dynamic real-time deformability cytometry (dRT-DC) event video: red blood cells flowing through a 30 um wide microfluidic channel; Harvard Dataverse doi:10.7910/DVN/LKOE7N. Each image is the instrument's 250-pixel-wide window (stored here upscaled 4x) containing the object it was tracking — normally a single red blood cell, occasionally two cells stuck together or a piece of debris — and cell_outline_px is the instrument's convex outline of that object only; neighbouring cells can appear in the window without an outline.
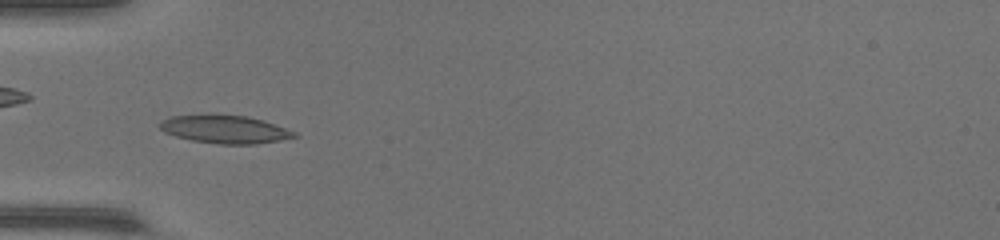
{"species": "common noctule bat (a hibernating species)", "species_latin": "Nyctalus noctula", "temperature_condition": "warm", "stored_images_in_passage": 54, "camera_frame_rate_fps": 3000, "um_per_image_px": 0.085, "animal": {"sex": "female", "body_mass_g": 17.0, "forearm_length_mm": 48.0}, "frame": {"image": 1, "passage_image": 19, "time_ms": 6.0, "image_size_px": [1000, 240], "cell_outline_px": [[300, 136], [280, 140], [256, 144], [220, 144], [192, 140], [176, 136], [164, 132], [160, 128], [160, 124], [164, 120], [172, 116], [212, 112], [248, 116], [264, 120], [296, 132]], "centroid_in_image_um": [19.13, 10.95], "position_along_channel_um": 65.9, "area_um2": 22.48}}
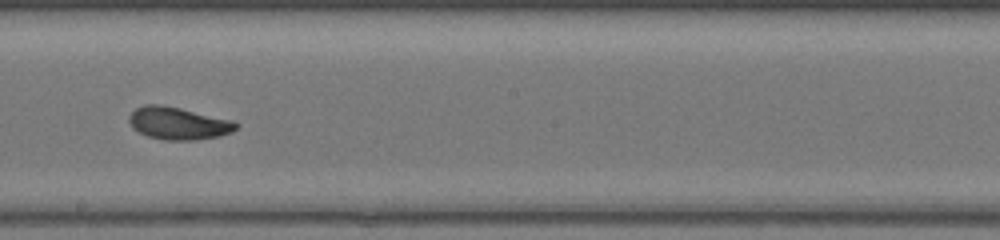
{"frame": {"image": 2, "passage_image": 32, "time_ms": 10.333, "image_size_px": [1000, 240], "cell_outline_px": [[240, 124], [232, 132], [220, 136], [196, 140], [164, 140], [148, 136], [132, 128], [128, 120], [128, 116], [136, 108], [144, 104], [160, 104], [180, 108], [232, 120]], "centroid_in_image_um": [15.15, 10.48], "position_along_channel_um": 233.1, "area_um2": 20.29}}
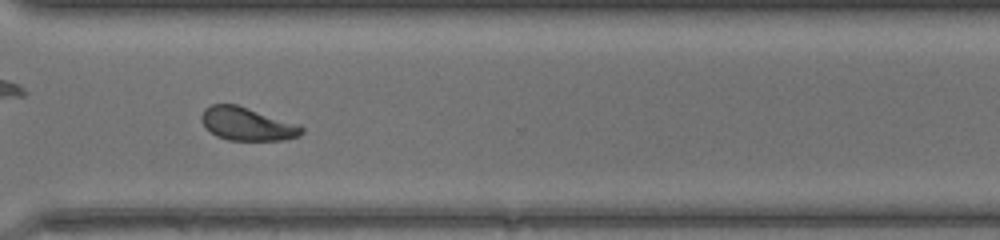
{"frame": {"image": 3, "passage_image": 41, "time_ms": 13.333, "image_size_px": [1000, 240], "cell_outline_px": [[304, 132], [300, 136], [284, 140], [228, 140], [216, 136], [200, 120], [200, 116], [204, 108], [212, 104], [236, 104], [300, 124], [304, 128]], "centroid_in_image_um": [21.04, 10.53], "position_along_channel_um": 349.6, "area_um2": 19.48}}